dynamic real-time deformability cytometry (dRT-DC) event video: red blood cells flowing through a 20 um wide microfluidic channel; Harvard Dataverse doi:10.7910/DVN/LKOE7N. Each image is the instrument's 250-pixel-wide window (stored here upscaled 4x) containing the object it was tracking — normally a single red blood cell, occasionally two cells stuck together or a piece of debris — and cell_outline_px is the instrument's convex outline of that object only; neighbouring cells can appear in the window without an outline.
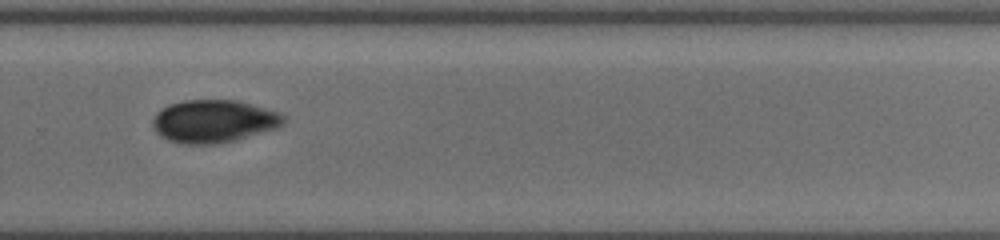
{"species": "common noctule bat (a hibernating species)", "species_latin": "Nyctalus noctula", "temperature_condition": "cold", "stored_images_in_passage": 37, "camera_frame_rate_fps": 3000, "um_per_image_px": 0.085, "animal": {"sex": "female", "body_mass_g": 19.5, "forearm_length_mm": 54.1}, "frame": {"image": 1, "passage_image": 22, "time_ms": 7.0, "image_size_px": [1000, 240], "cell_outline_px": [[284, 124], [272, 128], [220, 144], [184, 144], [168, 140], [160, 136], [156, 132], [152, 124], [152, 120], [156, 112], [172, 104], [184, 100], [236, 100], [280, 112], [284, 116]], "centroid_in_image_um": [18.12, 10.3], "position_along_channel_um": 311.7, "area_um2": 32.19}}